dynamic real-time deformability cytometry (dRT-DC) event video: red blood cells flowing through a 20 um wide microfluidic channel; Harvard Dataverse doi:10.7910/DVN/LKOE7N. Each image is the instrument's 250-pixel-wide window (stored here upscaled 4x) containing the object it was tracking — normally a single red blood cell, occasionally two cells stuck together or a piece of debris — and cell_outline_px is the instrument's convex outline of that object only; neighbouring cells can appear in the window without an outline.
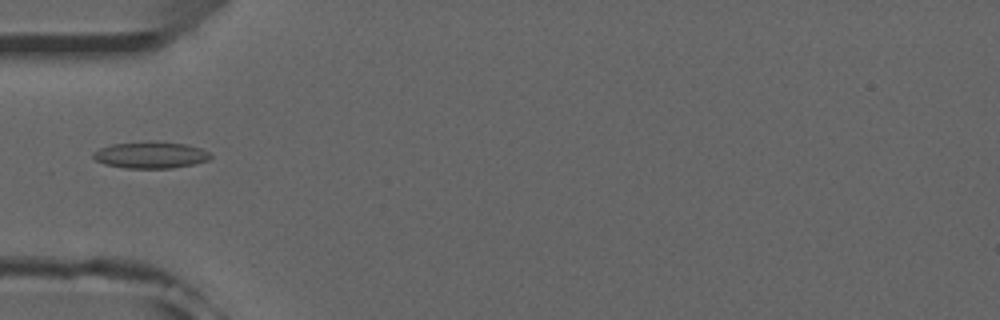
{"species": "common noctule bat (a hibernating species)", "species_latin": "Nyctalus noctula", "temperature_condition": "room temperature", "stored_images_in_passage": 36, "camera_frame_rate_fps": 3000, "um_per_image_px": 0.085, "animal": {"sex": "male", "forearm_length_mm": 52.5}, "frame": {"image": 1, "passage_image": 1, "time_ms": 0.0, "image_size_px": [1000, 320], "cell_outline_px": [[212, 156], [208, 160], [192, 164], [172, 168], [124, 168], [104, 164], [96, 160], [92, 156], [92, 152], [100, 148], [112, 144], [144, 140], [152, 140], [184, 144], [200, 148], [208, 152]], "centroid_in_image_um": [12.76, 13.16], "position_along_channel_um": 72.2, "area_um2": 18.38}}
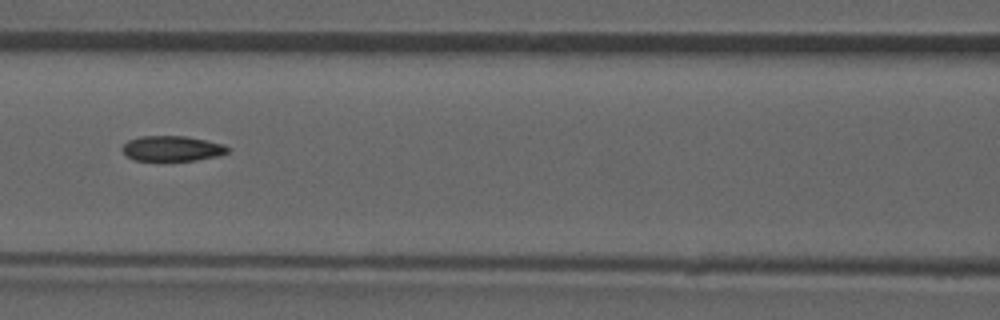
{"frame": {"image": 2, "passage_image": 7, "time_ms": 2.0, "image_size_px": [1000, 320], "cell_outline_px": [[228, 152], [220, 156], [196, 160], [132, 160], [120, 148], [128, 140], [140, 136], [184, 136], [224, 144], [228, 148]], "centroid_in_image_um": [14.62, 12.62], "position_along_channel_um": 152.0, "area_um2": 15.43}}
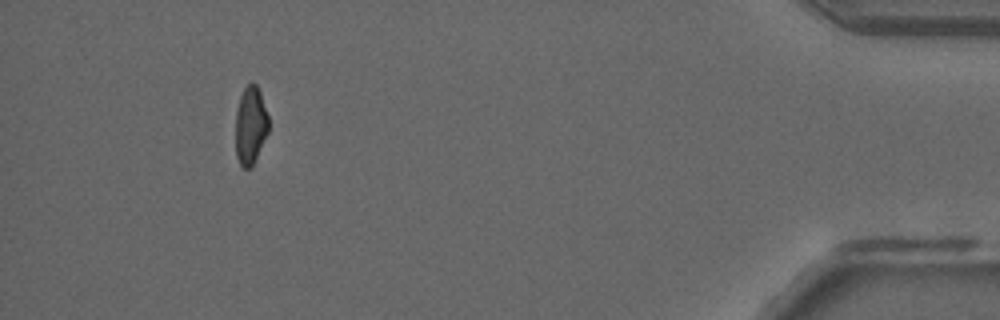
{"frame": {"image": 3, "passage_image": 32, "time_ms": 10.333, "image_size_px": [1000, 320], "cell_outline_px": [[268, 132], [252, 168], [244, 168], [240, 164], [236, 156], [236, 112], [240, 96], [244, 88], [252, 80], [256, 84], [260, 92], [268, 116]], "centroid_in_image_um": [21.29, 10.66], "position_along_channel_um": 413.9, "area_um2": 15.03}}